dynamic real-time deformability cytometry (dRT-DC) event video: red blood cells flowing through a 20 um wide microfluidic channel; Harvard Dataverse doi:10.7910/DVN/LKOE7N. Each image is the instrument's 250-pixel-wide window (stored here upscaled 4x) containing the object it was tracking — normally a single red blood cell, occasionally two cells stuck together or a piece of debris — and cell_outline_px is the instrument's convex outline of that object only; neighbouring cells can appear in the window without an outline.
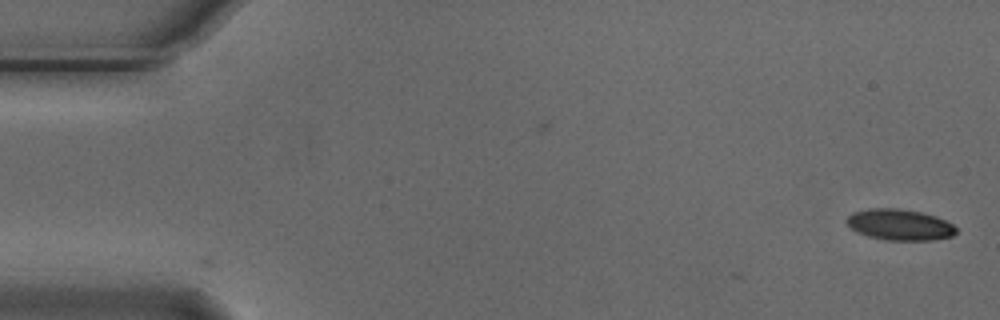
{"species": "Egyptian fruit bat (a non-hibernating species)", "species_latin": "Rousettus aegyptiacus", "temperature_condition": "cold", "stored_images_in_passage": 2, "camera_frame_rate_fps": 3000, "um_per_image_px": 0.085, "animal": {"sex": "male"}, "frame": {"image": 1, "passage_image": 2, "time_ms": 0.333, "image_size_px": [1000, 320], "cell_outline_px": [[956, 232], [952, 236], [932, 240], [884, 240], [868, 236], [856, 232], [844, 220], [852, 212], [868, 208], [900, 208], [920, 212], [936, 216], [952, 224], [956, 228]], "centroid_in_image_um": [76.44, 19.09], "position_along_channel_um": 8.6, "area_um2": 19.88}}